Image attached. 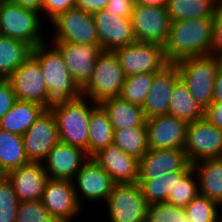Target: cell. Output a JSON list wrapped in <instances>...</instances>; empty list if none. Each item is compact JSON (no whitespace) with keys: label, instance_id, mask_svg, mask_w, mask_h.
Wrapping results in <instances>:
<instances>
[{"label":"cell","instance_id":"6da1fadb","mask_svg":"<svg viewBox=\"0 0 222 222\" xmlns=\"http://www.w3.org/2000/svg\"><path fill=\"white\" fill-rule=\"evenodd\" d=\"M32 55L42 68L48 90L45 110L51 111L82 96L81 88L70 75L62 54L54 45L48 47L46 42L42 43L32 50Z\"/></svg>","mask_w":222,"mask_h":222},{"label":"cell","instance_id":"7a4b0ae2","mask_svg":"<svg viewBox=\"0 0 222 222\" xmlns=\"http://www.w3.org/2000/svg\"><path fill=\"white\" fill-rule=\"evenodd\" d=\"M214 18L171 22L164 53L169 63L210 54Z\"/></svg>","mask_w":222,"mask_h":222},{"label":"cell","instance_id":"3957f363","mask_svg":"<svg viewBox=\"0 0 222 222\" xmlns=\"http://www.w3.org/2000/svg\"><path fill=\"white\" fill-rule=\"evenodd\" d=\"M221 62L222 58L210 54L187 57L176 62L180 79L204 110L212 103L214 81Z\"/></svg>","mask_w":222,"mask_h":222},{"label":"cell","instance_id":"277c9868","mask_svg":"<svg viewBox=\"0 0 222 222\" xmlns=\"http://www.w3.org/2000/svg\"><path fill=\"white\" fill-rule=\"evenodd\" d=\"M90 101L91 106L87 103V97L81 96L51 110L57 121L60 141L83 149L87 155L89 119L91 112L99 105Z\"/></svg>","mask_w":222,"mask_h":222},{"label":"cell","instance_id":"5b68a950","mask_svg":"<svg viewBox=\"0 0 222 222\" xmlns=\"http://www.w3.org/2000/svg\"><path fill=\"white\" fill-rule=\"evenodd\" d=\"M125 72L113 51H102L88 82L81 88L82 96L100 104L108 98L118 97L126 80Z\"/></svg>","mask_w":222,"mask_h":222},{"label":"cell","instance_id":"8992f818","mask_svg":"<svg viewBox=\"0 0 222 222\" xmlns=\"http://www.w3.org/2000/svg\"><path fill=\"white\" fill-rule=\"evenodd\" d=\"M42 14L2 0L0 3V34L29 44L33 49L45 43L40 20Z\"/></svg>","mask_w":222,"mask_h":222},{"label":"cell","instance_id":"52a82bcc","mask_svg":"<svg viewBox=\"0 0 222 222\" xmlns=\"http://www.w3.org/2000/svg\"><path fill=\"white\" fill-rule=\"evenodd\" d=\"M106 204L111 222H146L149 203L138 182L115 183Z\"/></svg>","mask_w":222,"mask_h":222},{"label":"cell","instance_id":"ba28073f","mask_svg":"<svg viewBox=\"0 0 222 222\" xmlns=\"http://www.w3.org/2000/svg\"><path fill=\"white\" fill-rule=\"evenodd\" d=\"M55 26L53 42L100 46L93 15L77 7L59 14L51 21Z\"/></svg>","mask_w":222,"mask_h":222},{"label":"cell","instance_id":"9c48e42d","mask_svg":"<svg viewBox=\"0 0 222 222\" xmlns=\"http://www.w3.org/2000/svg\"><path fill=\"white\" fill-rule=\"evenodd\" d=\"M113 52L126 76L156 73L169 64L164 48L157 44L134 42Z\"/></svg>","mask_w":222,"mask_h":222},{"label":"cell","instance_id":"30bf717a","mask_svg":"<svg viewBox=\"0 0 222 222\" xmlns=\"http://www.w3.org/2000/svg\"><path fill=\"white\" fill-rule=\"evenodd\" d=\"M183 149L192 165L200 160L222 158V131L205 116L189 122Z\"/></svg>","mask_w":222,"mask_h":222},{"label":"cell","instance_id":"8fae6325","mask_svg":"<svg viewBox=\"0 0 222 222\" xmlns=\"http://www.w3.org/2000/svg\"><path fill=\"white\" fill-rule=\"evenodd\" d=\"M131 22L136 42L164 47L171 25L166 7L135 4Z\"/></svg>","mask_w":222,"mask_h":222},{"label":"cell","instance_id":"7c38bea8","mask_svg":"<svg viewBox=\"0 0 222 222\" xmlns=\"http://www.w3.org/2000/svg\"><path fill=\"white\" fill-rule=\"evenodd\" d=\"M22 138L28 160L42 163L60 141L53 112L45 110L22 135Z\"/></svg>","mask_w":222,"mask_h":222},{"label":"cell","instance_id":"4fadbf2b","mask_svg":"<svg viewBox=\"0 0 222 222\" xmlns=\"http://www.w3.org/2000/svg\"><path fill=\"white\" fill-rule=\"evenodd\" d=\"M8 80L18 100L44 107L48 90L42 68L33 55H30Z\"/></svg>","mask_w":222,"mask_h":222},{"label":"cell","instance_id":"5bb4252c","mask_svg":"<svg viewBox=\"0 0 222 222\" xmlns=\"http://www.w3.org/2000/svg\"><path fill=\"white\" fill-rule=\"evenodd\" d=\"M188 122L165 114L147 119V144L151 149L184 148Z\"/></svg>","mask_w":222,"mask_h":222},{"label":"cell","instance_id":"9a60e30c","mask_svg":"<svg viewBox=\"0 0 222 222\" xmlns=\"http://www.w3.org/2000/svg\"><path fill=\"white\" fill-rule=\"evenodd\" d=\"M72 182L81 207L80 195L81 197L83 195V199L86 198L88 202H97L101 199L106 202L115 185L110 175L93 158H89L83 164Z\"/></svg>","mask_w":222,"mask_h":222},{"label":"cell","instance_id":"2e32d148","mask_svg":"<svg viewBox=\"0 0 222 222\" xmlns=\"http://www.w3.org/2000/svg\"><path fill=\"white\" fill-rule=\"evenodd\" d=\"M41 202L49 213L61 222H71V218L79 214L78 203L72 181L52 179L46 183Z\"/></svg>","mask_w":222,"mask_h":222},{"label":"cell","instance_id":"e0dca14e","mask_svg":"<svg viewBox=\"0 0 222 222\" xmlns=\"http://www.w3.org/2000/svg\"><path fill=\"white\" fill-rule=\"evenodd\" d=\"M192 168L193 165L189 162L183 148H149L139 159L138 179H155L164 173L191 170Z\"/></svg>","mask_w":222,"mask_h":222},{"label":"cell","instance_id":"ac0fdd59","mask_svg":"<svg viewBox=\"0 0 222 222\" xmlns=\"http://www.w3.org/2000/svg\"><path fill=\"white\" fill-rule=\"evenodd\" d=\"M92 15L102 50L113 51L136 42L131 18L118 17L105 9Z\"/></svg>","mask_w":222,"mask_h":222},{"label":"cell","instance_id":"d6986e66","mask_svg":"<svg viewBox=\"0 0 222 222\" xmlns=\"http://www.w3.org/2000/svg\"><path fill=\"white\" fill-rule=\"evenodd\" d=\"M52 43L62 54L72 78L82 88L91 77L96 60L103 51L101 46L68 42Z\"/></svg>","mask_w":222,"mask_h":222},{"label":"cell","instance_id":"ffe728a7","mask_svg":"<svg viewBox=\"0 0 222 222\" xmlns=\"http://www.w3.org/2000/svg\"><path fill=\"white\" fill-rule=\"evenodd\" d=\"M179 80L180 73L176 63H169L156 72L143 106L147 119L168 114L171 94Z\"/></svg>","mask_w":222,"mask_h":222},{"label":"cell","instance_id":"44dd1931","mask_svg":"<svg viewBox=\"0 0 222 222\" xmlns=\"http://www.w3.org/2000/svg\"><path fill=\"white\" fill-rule=\"evenodd\" d=\"M89 159L86 151L59 141L43 163L49 178L73 181L83 164Z\"/></svg>","mask_w":222,"mask_h":222},{"label":"cell","instance_id":"7402d4cb","mask_svg":"<svg viewBox=\"0 0 222 222\" xmlns=\"http://www.w3.org/2000/svg\"><path fill=\"white\" fill-rule=\"evenodd\" d=\"M20 202L41 200L49 176L43 163L29 162L6 174Z\"/></svg>","mask_w":222,"mask_h":222},{"label":"cell","instance_id":"603a6c76","mask_svg":"<svg viewBox=\"0 0 222 222\" xmlns=\"http://www.w3.org/2000/svg\"><path fill=\"white\" fill-rule=\"evenodd\" d=\"M115 183L138 182L139 159L123 152L114 144L107 146L92 157Z\"/></svg>","mask_w":222,"mask_h":222},{"label":"cell","instance_id":"cb8c5ba5","mask_svg":"<svg viewBox=\"0 0 222 222\" xmlns=\"http://www.w3.org/2000/svg\"><path fill=\"white\" fill-rule=\"evenodd\" d=\"M100 105L108 113L114 130L129 127H146L147 118L143 107L114 97L103 100Z\"/></svg>","mask_w":222,"mask_h":222},{"label":"cell","instance_id":"d4e9b609","mask_svg":"<svg viewBox=\"0 0 222 222\" xmlns=\"http://www.w3.org/2000/svg\"><path fill=\"white\" fill-rule=\"evenodd\" d=\"M200 194L222 206V158L200 160L193 164Z\"/></svg>","mask_w":222,"mask_h":222},{"label":"cell","instance_id":"484cf974","mask_svg":"<svg viewBox=\"0 0 222 222\" xmlns=\"http://www.w3.org/2000/svg\"><path fill=\"white\" fill-rule=\"evenodd\" d=\"M44 111L43 106L17 99L0 120V129L22 136Z\"/></svg>","mask_w":222,"mask_h":222},{"label":"cell","instance_id":"4316f807","mask_svg":"<svg viewBox=\"0 0 222 222\" xmlns=\"http://www.w3.org/2000/svg\"><path fill=\"white\" fill-rule=\"evenodd\" d=\"M222 0H168L166 4L170 21L196 18H214Z\"/></svg>","mask_w":222,"mask_h":222},{"label":"cell","instance_id":"83f0119b","mask_svg":"<svg viewBox=\"0 0 222 222\" xmlns=\"http://www.w3.org/2000/svg\"><path fill=\"white\" fill-rule=\"evenodd\" d=\"M88 130L89 158L113 144L114 129L108 113L100 104L91 112Z\"/></svg>","mask_w":222,"mask_h":222},{"label":"cell","instance_id":"f1b7e54d","mask_svg":"<svg viewBox=\"0 0 222 222\" xmlns=\"http://www.w3.org/2000/svg\"><path fill=\"white\" fill-rule=\"evenodd\" d=\"M32 50L29 44L0 34V79H8Z\"/></svg>","mask_w":222,"mask_h":222},{"label":"cell","instance_id":"f546056e","mask_svg":"<svg viewBox=\"0 0 222 222\" xmlns=\"http://www.w3.org/2000/svg\"><path fill=\"white\" fill-rule=\"evenodd\" d=\"M30 161L21 135L0 129V171L3 175Z\"/></svg>","mask_w":222,"mask_h":222},{"label":"cell","instance_id":"4dcf8cb0","mask_svg":"<svg viewBox=\"0 0 222 222\" xmlns=\"http://www.w3.org/2000/svg\"><path fill=\"white\" fill-rule=\"evenodd\" d=\"M168 114L185 120L188 123L205 116V110L193 98L188 87L181 79L173 88Z\"/></svg>","mask_w":222,"mask_h":222},{"label":"cell","instance_id":"1f68e13d","mask_svg":"<svg viewBox=\"0 0 222 222\" xmlns=\"http://www.w3.org/2000/svg\"><path fill=\"white\" fill-rule=\"evenodd\" d=\"M190 170H177L164 173L155 179H138L142 194L149 204L166 202L177 181H180Z\"/></svg>","mask_w":222,"mask_h":222},{"label":"cell","instance_id":"d6a6232c","mask_svg":"<svg viewBox=\"0 0 222 222\" xmlns=\"http://www.w3.org/2000/svg\"><path fill=\"white\" fill-rule=\"evenodd\" d=\"M113 144L123 152L140 159L147 151L146 127H129L114 130Z\"/></svg>","mask_w":222,"mask_h":222},{"label":"cell","instance_id":"836d02e7","mask_svg":"<svg viewBox=\"0 0 222 222\" xmlns=\"http://www.w3.org/2000/svg\"><path fill=\"white\" fill-rule=\"evenodd\" d=\"M155 74L156 73H139L127 76L119 97L143 107Z\"/></svg>","mask_w":222,"mask_h":222},{"label":"cell","instance_id":"e575fe53","mask_svg":"<svg viewBox=\"0 0 222 222\" xmlns=\"http://www.w3.org/2000/svg\"><path fill=\"white\" fill-rule=\"evenodd\" d=\"M199 194L198 179L192 168L180 181H177L166 202L185 208Z\"/></svg>","mask_w":222,"mask_h":222},{"label":"cell","instance_id":"d590c367","mask_svg":"<svg viewBox=\"0 0 222 222\" xmlns=\"http://www.w3.org/2000/svg\"><path fill=\"white\" fill-rule=\"evenodd\" d=\"M218 208L221 207L217 202L199 194L185 207V211L192 222H219L222 214L217 211Z\"/></svg>","mask_w":222,"mask_h":222},{"label":"cell","instance_id":"8d00e7d4","mask_svg":"<svg viewBox=\"0 0 222 222\" xmlns=\"http://www.w3.org/2000/svg\"><path fill=\"white\" fill-rule=\"evenodd\" d=\"M146 222H192L185 208L167 202L151 203L148 206Z\"/></svg>","mask_w":222,"mask_h":222},{"label":"cell","instance_id":"74e56055","mask_svg":"<svg viewBox=\"0 0 222 222\" xmlns=\"http://www.w3.org/2000/svg\"><path fill=\"white\" fill-rule=\"evenodd\" d=\"M19 203L12 182L3 175L0 177V222H16Z\"/></svg>","mask_w":222,"mask_h":222},{"label":"cell","instance_id":"f35d334b","mask_svg":"<svg viewBox=\"0 0 222 222\" xmlns=\"http://www.w3.org/2000/svg\"><path fill=\"white\" fill-rule=\"evenodd\" d=\"M16 222H61L53 217L41 200L19 203Z\"/></svg>","mask_w":222,"mask_h":222},{"label":"cell","instance_id":"ab89813d","mask_svg":"<svg viewBox=\"0 0 222 222\" xmlns=\"http://www.w3.org/2000/svg\"><path fill=\"white\" fill-rule=\"evenodd\" d=\"M17 100L8 79H0V120L13 107Z\"/></svg>","mask_w":222,"mask_h":222},{"label":"cell","instance_id":"60d3db41","mask_svg":"<svg viewBox=\"0 0 222 222\" xmlns=\"http://www.w3.org/2000/svg\"><path fill=\"white\" fill-rule=\"evenodd\" d=\"M210 55L222 58V4L214 17Z\"/></svg>","mask_w":222,"mask_h":222},{"label":"cell","instance_id":"b9f144b4","mask_svg":"<svg viewBox=\"0 0 222 222\" xmlns=\"http://www.w3.org/2000/svg\"><path fill=\"white\" fill-rule=\"evenodd\" d=\"M75 7V0H44L43 13L50 22L59 14Z\"/></svg>","mask_w":222,"mask_h":222},{"label":"cell","instance_id":"7bdbcfd3","mask_svg":"<svg viewBox=\"0 0 222 222\" xmlns=\"http://www.w3.org/2000/svg\"><path fill=\"white\" fill-rule=\"evenodd\" d=\"M135 0H109L105 10L113 15L131 18Z\"/></svg>","mask_w":222,"mask_h":222},{"label":"cell","instance_id":"ee69618b","mask_svg":"<svg viewBox=\"0 0 222 222\" xmlns=\"http://www.w3.org/2000/svg\"><path fill=\"white\" fill-rule=\"evenodd\" d=\"M206 119L222 131V100L212 102L205 110Z\"/></svg>","mask_w":222,"mask_h":222},{"label":"cell","instance_id":"f6af8a7d","mask_svg":"<svg viewBox=\"0 0 222 222\" xmlns=\"http://www.w3.org/2000/svg\"><path fill=\"white\" fill-rule=\"evenodd\" d=\"M109 0H75V7L88 13H95L105 9Z\"/></svg>","mask_w":222,"mask_h":222},{"label":"cell","instance_id":"bcb514c9","mask_svg":"<svg viewBox=\"0 0 222 222\" xmlns=\"http://www.w3.org/2000/svg\"><path fill=\"white\" fill-rule=\"evenodd\" d=\"M10 3L20 5L24 8L41 13L43 11L44 0H6Z\"/></svg>","mask_w":222,"mask_h":222},{"label":"cell","instance_id":"7dc6e473","mask_svg":"<svg viewBox=\"0 0 222 222\" xmlns=\"http://www.w3.org/2000/svg\"><path fill=\"white\" fill-rule=\"evenodd\" d=\"M221 100H222V62L220 63L216 73L212 102H218Z\"/></svg>","mask_w":222,"mask_h":222},{"label":"cell","instance_id":"c3c4849f","mask_svg":"<svg viewBox=\"0 0 222 222\" xmlns=\"http://www.w3.org/2000/svg\"><path fill=\"white\" fill-rule=\"evenodd\" d=\"M168 0H135V4L166 7Z\"/></svg>","mask_w":222,"mask_h":222}]
</instances>
